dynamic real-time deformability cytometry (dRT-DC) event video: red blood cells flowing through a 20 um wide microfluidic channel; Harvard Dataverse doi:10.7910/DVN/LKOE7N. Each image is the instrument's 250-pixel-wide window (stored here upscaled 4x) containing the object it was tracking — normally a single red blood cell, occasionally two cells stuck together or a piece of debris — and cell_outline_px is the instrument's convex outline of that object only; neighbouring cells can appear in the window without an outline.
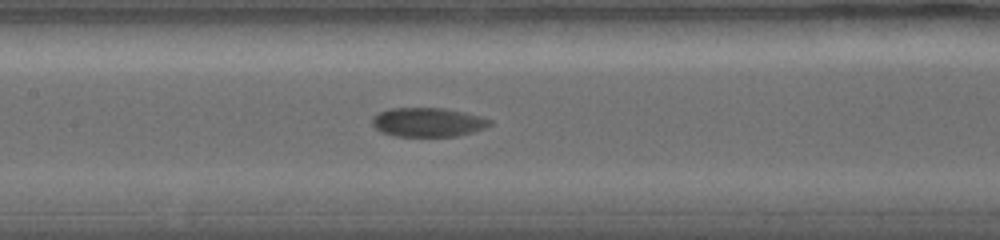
{"species": "common noctule bat (a hibernating species)", "species_latin": "Nyctalus noctula", "temperature_condition": "warm", "stored_images_in_passage": 12, "camera_frame_rate_fps": 5000, "um_per_image_px": 0.085, "animal": {"sex": "female", "body_mass_g": 19.0, "forearm_length_mm": 56.7}, "frame": {"image": 1, "passage_image": 9, "time_ms": 6.8, "image_size_px": [1000, 240], "cell_outline_px": [[492, 124], [484, 128], [472, 132], [456, 136], [396, 136], [380, 132], [372, 124], [372, 116], [388, 108], [444, 108], [464, 112], [480, 116], [492, 120]], "centroid_in_image_um": [36.36, 10.38], "position_along_channel_um": 171.0, "area_um2": 19.94}}
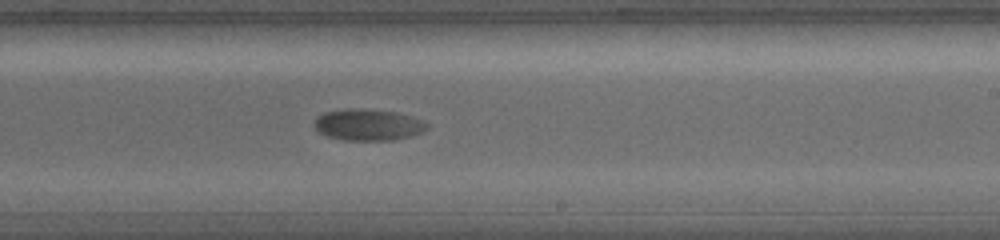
{"frame": {"image": 2, "passage_image": 12, "time_ms": 9.4, "image_size_px": [1000, 240], "cell_outline_px": [[428, 128], [424, 132], [412, 136], [392, 140], [344, 140], [328, 136], [320, 132], [312, 124], [316, 116], [324, 112], [344, 108], [360, 108], [396, 112], [412, 116], [424, 120], [428, 124]], "centroid_in_image_um": [31.3, 10.59], "position_along_channel_um": 257.7, "area_um2": 20.98}}